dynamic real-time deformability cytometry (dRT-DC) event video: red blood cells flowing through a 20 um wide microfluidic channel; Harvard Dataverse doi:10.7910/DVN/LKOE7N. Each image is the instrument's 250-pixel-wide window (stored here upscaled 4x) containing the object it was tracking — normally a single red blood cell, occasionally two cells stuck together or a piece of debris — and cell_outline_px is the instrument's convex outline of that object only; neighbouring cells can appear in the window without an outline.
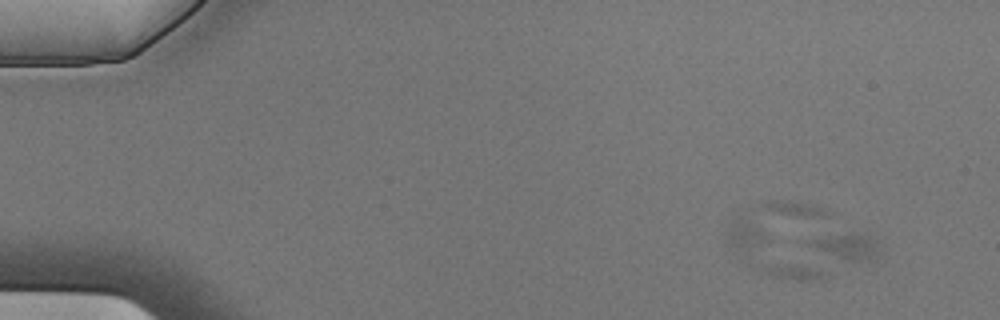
{"species": "Egyptian fruit bat (a non-hibernating species)", "species_latin": "Rousettus aegyptiacus", "temperature_condition": "cold", "stored_images_in_passage": 8, "camera_frame_rate_fps": 3000, "um_per_image_px": 0.085, "animal": {"sex": "male"}, "frame": {"image": 1, "passage_image": 8, "time_ms": 2.333, "image_size_px": [1000, 320], "cell_outline_px": [[880, 256], [872, 260], [848, 260], [808, 244], [804, 240], [848, 232], [860, 232], [880, 236]], "centroid_in_image_um": [72.22, 20.86], "position_along_channel_um": 12.8, "area_um2": 10.87}}